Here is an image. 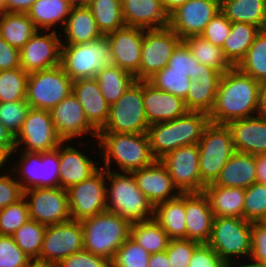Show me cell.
<instances>
[{
	"label": "cell",
	"instance_id": "obj_34",
	"mask_svg": "<svg viewBox=\"0 0 266 267\" xmlns=\"http://www.w3.org/2000/svg\"><path fill=\"white\" fill-rule=\"evenodd\" d=\"M72 7L69 0H35L26 14L39 31L48 32L56 23L65 25Z\"/></svg>",
	"mask_w": 266,
	"mask_h": 267
},
{
	"label": "cell",
	"instance_id": "obj_10",
	"mask_svg": "<svg viewBox=\"0 0 266 267\" xmlns=\"http://www.w3.org/2000/svg\"><path fill=\"white\" fill-rule=\"evenodd\" d=\"M147 31V32H146ZM182 39L169 27L145 29L141 47V62L135 80L148 81L165 68L174 49Z\"/></svg>",
	"mask_w": 266,
	"mask_h": 267
},
{
	"label": "cell",
	"instance_id": "obj_12",
	"mask_svg": "<svg viewBox=\"0 0 266 267\" xmlns=\"http://www.w3.org/2000/svg\"><path fill=\"white\" fill-rule=\"evenodd\" d=\"M83 250V228L80 221L46 226L37 262L58 264L65 257Z\"/></svg>",
	"mask_w": 266,
	"mask_h": 267
},
{
	"label": "cell",
	"instance_id": "obj_43",
	"mask_svg": "<svg viewBox=\"0 0 266 267\" xmlns=\"http://www.w3.org/2000/svg\"><path fill=\"white\" fill-rule=\"evenodd\" d=\"M147 135L150 148L156 160L177 149L176 119L151 124Z\"/></svg>",
	"mask_w": 266,
	"mask_h": 267
},
{
	"label": "cell",
	"instance_id": "obj_35",
	"mask_svg": "<svg viewBox=\"0 0 266 267\" xmlns=\"http://www.w3.org/2000/svg\"><path fill=\"white\" fill-rule=\"evenodd\" d=\"M38 28L26 13L3 12L0 14V36L12 47L20 50Z\"/></svg>",
	"mask_w": 266,
	"mask_h": 267
},
{
	"label": "cell",
	"instance_id": "obj_69",
	"mask_svg": "<svg viewBox=\"0 0 266 267\" xmlns=\"http://www.w3.org/2000/svg\"><path fill=\"white\" fill-rule=\"evenodd\" d=\"M7 159H9L8 156L3 151L0 150V169H1V166L5 165V163L7 162Z\"/></svg>",
	"mask_w": 266,
	"mask_h": 267
},
{
	"label": "cell",
	"instance_id": "obj_58",
	"mask_svg": "<svg viewBox=\"0 0 266 267\" xmlns=\"http://www.w3.org/2000/svg\"><path fill=\"white\" fill-rule=\"evenodd\" d=\"M23 197L19 180L8 175L0 176V209L16 203Z\"/></svg>",
	"mask_w": 266,
	"mask_h": 267
},
{
	"label": "cell",
	"instance_id": "obj_62",
	"mask_svg": "<svg viewBox=\"0 0 266 267\" xmlns=\"http://www.w3.org/2000/svg\"><path fill=\"white\" fill-rule=\"evenodd\" d=\"M258 117L266 120V81H261L258 89Z\"/></svg>",
	"mask_w": 266,
	"mask_h": 267
},
{
	"label": "cell",
	"instance_id": "obj_42",
	"mask_svg": "<svg viewBox=\"0 0 266 267\" xmlns=\"http://www.w3.org/2000/svg\"><path fill=\"white\" fill-rule=\"evenodd\" d=\"M236 67L256 81H266V31H260Z\"/></svg>",
	"mask_w": 266,
	"mask_h": 267
},
{
	"label": "cell",
	"instance_id": "obj_19",
	"mask_svg": "<svg viewBox=\"0 0 266 267\" xmlns=\"http://www.w3.org/2000/svg\"><path fill=\"white\" fill-rule=\"evenodd\" d=\"M143 28L123 26L107 35L112 64L135 76L140 69Z\"/></svg>",
	"mask_w": 266,
	"mask_h": 267
},
{
	"label": "cell",
	"instance_id": "obj_28",
	"mask_svg": "<svg viewBox=\"0 0 266 267\" xmlns=\"http://www.w3.org/2000/svg\"><path fill=\"white\" fill-rule=\"evenodd\" d=\"M253 183H256V155L235 152L213 184L246 189Z\"/></svg>",
	"mask_w": 266,
	"mask_h": 267
},
{
	"label": "cell",
	"instance_id": "obj_24",
	"mask_svg": "<svg viewBox=\"0 0 266 267\" xmlns=\"http://www.w3.org/2000/svg\"><path fill=\"white\" fill-rule=\"evenodd\" d=\"M185 211L186 239L208 243L215 217L204 192L185 193Z\"/></svg>",
	"mask_w": 266,
	"mask_h": 267
},
{
	"label": "cell",
	"instance_id": "obj_13",
	"mask_svg": "<svg viewBox=\"0 0 266 267\" xmlns=\"http://www.w3.org/2000/svg\"><path fill=\"white\" fill-rule=\"evenodd\" d=\"M160 161L167 168L172 181L180 193L204 191L199 170L198 144L179 147L166 154Z\"/></svg>",
	"mask_w": 266,
	"mask_h": 267
},
{
	"label": "cell",
	"instance_id": "obj_70",
	"mask_svg": "<svg viewBox=\"0 0 266 267\" xmlns=\"http://www.w3.org/2000/svg\"><path fill=\"white\" fill-rule=\"evenodd\" d=\"M4 12V0H0V14Z\"/></svg>",
	"mask_w": 266,
	"mask_h": 267
},
{
	"label": "cell",
	"instance_id": "obj_4",
	"mask_svg": "<svg viewBox=\"0 0 266 267\" xmlns=\"http://www.w3.org/2000/svg\"><path fill=\"white\" fill-rule=\"evenodd\" d=\"M106 173V178L111 182L110 189H106V199L110 200V203L107 202V211L116 213L131 223L154 218V206L137 187L132 173L124 172L122 175L112 173L111 170Z\"/></svg>",
	"mask_w": 266,
	"mask_h": 267
},
{
	"label": "cell",
	"instance_id": "obj_20",
	"mask_svg": "<svg viewBox=\"0 0 266 267\" xmlns=\"http://www.w3.org/2000/svg\"><path fill=\"white\" fill-rule=\"evenodd\" d=\"M50 114L55 130L63 142L88 132L97 138L98 131L88 122L82 105L73 93L52 108Z\"/></svg>",
	"mask_w": 266,
	"mask_h": 267
},
{
	"label": "cell",
	"instance_id": "obj_54",
	"mask_svg": "<svg viewBox=\"0 0 266 267\" xmlns=\"http://www.w3.org/2000/svg\"><path fill=\"white\" fill-rule=\"evenodd\" d=\"M231 22L220 11L206 26L201 37L213 45L223 47L224 41L228 38Z\"/></svg>",
	"mask_w": 266,
	"mask_h": 267
},
{
	"label": "cell",
	"instance_id": "obj_46",
	"mask_svg": "<svg viewBox=\"0 0 266 267\" xmlns=\"http://www.w3.org/2000/svg\"><path fill=\"white\" fill-rule=\"evenodd\" d=\"M28 76L21 67L0 71V103L26 99Z\"/></svg>",
	"mask_w": 266,
	"mask_h": 267
},
{
	"label": "cell",
	"instance_id": "obj_51",
	"mask_svg": "<svg viewBox=\"0 0 266 267\" xmlns=\"http://www.w3.org/2000/svg\"><path fill=\"white\" fill-rule=\"evenodd\" d=\"M29 109L30 105L26 99L0 103V122L16 137Z\"/></svg>",
	"mask_w": 266,
	"mask_h": 267
},
{
	"label": "cell",
	"instance_id": "obj_50",
	"mask_svg": "<svg viewBox=\"0 0 266 267\" xmlns=\"http://www.w3.org/2000/svg\"><path fill=\"white\" fill-rule=\"evenodd\" d=\"M29 219L27 200L23 196L16 203L0 209V235L12 236Z\"/></svg>",
	"mask_w": 266,
	"mask_h": 267
},
{
	"label": "cell",
	"instance_id": "obj_65",
	"mask_svg": "<svg viewBox=\"0 0 266 267\" xmlns=\"http://www.w3.org/2000/svg\"><path fill=\"white\" fill-rule=\"evenodd\" d=\"M187 0H161L165 12L170 15Z\"/></svg>",
	"mask_w": 266,
	"mask_h": 267
},
{
	"label": "cell",
	"instance_id": "obj_66",
	"mask_svg": "<svg viewBox=\"0 0 266 267\" xmlns=\"http://www.w3.org/2000/svg\"><path fill=\"white\" fill-rule=\"evenodd\" d=\"M70 4L74 6H88L91 0H69Z\"/></svg>",
	"mask_w": 266,
	"mask_h": 267
},
{
	"label": "cell",
	"instance_id": "obj_47",
	"mask_svg": "<svg viewBox=\"0 0 266 267\" xmlns=\"http://www.w3.org/2000/svg\"><path fill=\"white\" fill-rule=\"evenodd\" d=\"M243 218L251 223L266 220V184L256 182L245 189Z\"/></svg>",
	"mask_w": 266,
	"mask_h": 267
},
{
	"label": "cell",
	"instance_id": "obj_5",
	"mask_svg": "<svg viewBox=\"0 0 266 267\" xmlns=\"http://www.w3.org/2000/svg\"><path fill=\"white\" fill-rule=\"evenodd\" d=\"M111 64V46L107 35L83 44L62 43L61 66L73 81L93 78Z\"/></svg>",
	"mask_w": 266,
	"mask_h": 267
},
{
	"label": "cell",
	"instance_id": "obj_22",
	"mask_svg": "<svg viewBox=\"0 0 266 267\" xmlns=\"http://www.w3.org/2000/svg\"><path fill=\"white\" fill-rule=\"evenodd\" d=\"M143 101L149 125L176 119L188 111L182 98L156 88L149 81H143Z\"/></svg>",
	"mask_w": 266,
	"mask_h": 267
},
{
	"label": "cell",
	"instance_id": "obj_8",
	"mask_svg": "<svg viewBox=\"0 0 266 267\" xmlns=\"http://www.w3.org/2000/svg\"><path fill=\"white\" fill-rule=\"evenodd\" d=\"M73 80L61 65L29 73L26 100L30 108L51 110L72 93Z\"/></svg>",
	"mask_w": 266,
	"mask_h": 267
},
{
	"label": "cell",
	"instance_id": "obj_39",
	"mask_svg": "<svg viewBox=\"0 0 266 267\" xmlns=\"http://www.w3.org/2000/svg\"><path fill=\"white\" fill-rule=\"evenodd\" d=\"M194 58L205 66L212 67L221 74L234 66L227 60L221 47L213 45L199 36H189L183 40Z\"/></svg>",
	"mask_w": 266,
	"mask_h": 267
},
{
	"label": "cell",
	"instance_id": "obj_52",
	"mask_svg": "<svg viewBox=\"0 0 266 267\" xmlns=\"http://www.w3.org/2000/svg\"><path fill=\"white\" fill-rule=\"evenodd\" d=\"M32 262L17 246L13 236L0 235V267H28Z\"/></svg>",
	"mask_w": 266,
	"mask_h": 267
},
{
	"label": "cell",
	"instance_id": "obj_53",
	"mask_svg": "<svg viewBox=\"0 0 266 267\" xmlns=\"http://www.w3.org/2000/svg\"><path fill=\"white\" fill-rule=\"evenodd\" d=\"M199 242L189 239H171L166 253L172 267H188Z\"/></svg>",
	"mask_w": 266,
	"mask_h": 267
},
{
	"label": "cell",
	"instance_id": "obj_67",
	"mask_svg": "<svg viewBox=\"0 0 266 267\" xmlns=\"http://www.w3.org/2000/svg\"><path fill=\"white\" fill-rule=\"evenodd\" d=\"M229 267H232L231 265H229ZM236 267H266V264L265 263H259V262H256V261H253L252 264L249 263V264H246V265H239L236 266Z\"/></svg>",
	"mask_w": 266,
	"mask_h": 267
},
{
	"label": "cell",
	"instance_id": "obj_6",
	"mask_svg": "<svg viewBox=\"0 0 266 267\" xmlns=\"http://www.w3.org/2000/svg\"><path fill=\"white\" fill-rule=\"evenodd\" d=\"M199 170L204 186L214 183L221 169L235 153L232 135L225 124L211 123L198 143Z\"/></svg>",
	"mask_w": 266,
	"mask_h": 267
},
{
	"label": "cell",
	"instance_id": "obj_31",
	"mask_svg": "<svg viewBox=\"0 0 266 267\" xmlns=\"http://www.w3.org/2000/svg\"><path fill=\"white\" fill-rule=\"evenodd\" d=\"M185 193L154 207V219L170 239H186Z\"/></svg>",
	"mask_w": 266,
	"mask_h": 267
},
{
	"label": "cell",
	"instance_id": "obj_33",
	"mask_svg": "<svg viewBox=\"0 0 266 267\" xmlns=\"http://www.w3.org/2000/svg\"><path fill=\"white\" fill-rule=\"evenodd\" d=\"M220 11L231 23H249L261 30L266 24V0H220Z\"/></svg>",
	"mask_w": 266,
	"mask_h": 267
},
{
	"label": "cell",
	"instance_id": "obj_57",
	"mask_svg": "<svg viewBox=\"0 0 266 267\" xmlns=\"http://www.w3.org/2000/svg\"><path fill=\"white\" fill-rule=\"evenodd\" d=\"M251 259L266 264V222H254L251 227Z\"/></svg>",
	"mask_w": 266,
	"mask_h": 267
},
{
	"label": "cell",
	"instance_id": "obj_7",
	"mask_svg": "<svg viewBox=\"0 0 266 267\" xmlns=\"http://www.w3.org/2000/svg\"><path fill=\"white\" fill-rule=\"evenodd\" d=\"M143 101V81L136 80L125 93L109 107L105 125L98 132L147 133Z\"/></svg>",
	"mask_w": 266,
	"mask_h": 267
},
{
	"label": "cell",
	"instance_id": "obj_23",
	"mask_svg": "<svg viewBox=\"0 0 266 267\" xmlns=\"http://www.w3.org/2000/svg\"><path fill=\"white\" fill-rule=\"evenodd\" d=\"M229 128L235 152L263 155L266 154V120L258 116L231 120Z\"/></svg>",
	"mask_w": 266,
	"mask_h": 267
},
{
	"label": "cell",
	"instance_id": "obj_48",
	"mask_svg": "<svg viewBox=\"0 0 266 267\" xmlns=\"http://www.w3.org/2000/svg\"><path fill=\"white\" fill-rule=\"evenodd\" d=\"M156 88L186 99L191 79L185 76L184 72L169 71L163 68L148 80Z\"/></svg>",
	"mask_w": 266,
	"mask_h": 267
},
{
	"label": "cell",
	"instance_id": "obj_11",
	"mask_svg": "<svg viewBox=\"0 0 266 267\" xmlns=\"http://www.w3.org/2000/svg\"><path fill=\"white\" fill-rule=\"evenodd\" d=\"M106 171L97 170L84 181L67 190L71 219L82 221L107 210Z\"/></svg>",
	"mask_w": 266,
	"mask_h": 267
},
{
	"label": "cell",
	"instance_id": "obj_64",
	"mask_svg": "<svg viewBox=\"0 0 266 267\" xmlns=\"http://www.w3.org/2000/svg\"><path fill=\"white\" fill-rule=\"evenodd\" d=\"M256 182L266 184V154L256 155Z\"/></svg>",
	"mask_w": 266,
	"mask_h": 267
},
{
	"label": "cell",
	"instance_id": "obj_44",
	"mask_svg": "<svg viewBox=\"0 0 266 267\" xmlns=\"http://www.w3.org/2000/svg\"><path fill=\"white\" fill-rule=\"evenodd\" d=\"M166 67L169 71L184 72L191 80H196L202 73H220L212 67L199 63L183 40L174 49Z\"/></svg>",
	"mask_w": 266,
	"mask_h": 267
},
{
	"label": "cell",
	"instance_id": "obj_38",
	"mask_svg": "<svg viewBox=\"0 0 266 267\" xmlns=\"http://www.w3.org/2000/svg\"><path fill=\"white\" fill-rule=\"evenodd\" d=\"M130 237L149 254L166 251L171 240L154 218L133 222Z\"/></svg>",
	"mask_w": 266,
	"mask_h": 267
},
{
	"label": "cell",
	"instance_id": "obj_45",
	"mask_svg": "<svg viewBox=\"0 0 266 267\" xmlns=\"http://www.w3.org/2000/svg\"><path fill=\"white\" fill-rule=\"evenodd\" d=\"M45 230V225L29 219L12 236L17 246L36 261L40 255Z\"/></svg>",
	"mask_w": 266,
	"mask_h": 267
},
{
	"label": "cell",
	"instance_id": "obj_3",
	"mask_svg": "<svg viewBox=\"0 0 266 267\" xmlns=\"http://www.w3.org/2000/svg\"><path fill=\"white\" fill-rule=\"evenodd\" d=\"M80 223L83 228V250L109 260L130 237L132 224L128 219L107 210Z\"/></svg>",
	"mask_w": 266,
	"mask_h": 267
},
{
	"label": "cell",
	"instance_id": "obj_56",
	"mask_svg": "<svg viewBox=\"0 0 266 267\" xmlns=\"http://www.w3.org/2000/svg\"><path fill=\"white\" fill-rule=\"evenodd\" d=\"M188 267H229V265L207 243H200L195 248Z\"/></svg>",
	"mask_w": 266,
	"mask_h": 267
},
{
	"label": "cell",
	"instance_id": "obj_15",
	"mask_svg": "<svg viewBox=\"0 0 266 267\" xmlns=\"http://www.w3.org/2000/svg\"><path fill=\"white\" fill-rule=\"evenodd\" d=\"M23 155V156H22ZM59 146L44 153L23 152L19 162L21 174L20 186L23 191L32 188L60 187L59 181ZM23 182V183H22Z\"/></svg>",
	"mask_w": 266,
	"mask_h": 267
},
{
	"label": "cell",
	"instance_id": "obj_30",
	"mask_svg": "<svg viewBox=\"0 0 266 267\" xmlns=\"http://www.w3.org/2000/svg\"><path fill=\"white\" fill-rule=\"evenodd\" d=\"M65 45H77L91 42L103 34L98 29L95 18L88 6H74L64 25Z\"/></svg>",
	"mask_w": 266,
	"mask_h": 267
},
{
	"label": "cell",
	"instance_id": "obj_25",
	"mask_svg": "<svg viewBox=\"0 0 266 267\" xmlns=\"http://www.w3.org/2000/svg\"><path fill=\"white\" fill-rule=\"evenodd\" d=\"M121 6L125 26L159 29L169 24L161 0H121Z\"/></svg>",
	"mask_w": 266,
	"mask_h": 267
},
{
	"label": "cell",
	"instance_id": "obj_18",
	"mask_svg": "<svg viewBox=\"0 0 266 267\" xmlns=\"http://www.w3.org/2000/svg\"><path fill=\"white\" fill-rule=\"evenodd\" d=\"M56 32L53 30L44 35L38 30L19 50L23 71L29 74L61 65L62 40Z\"/></svg>",
	"mask_w": 266,
	"mask_h": 267
},
{
	"label": "cell",
	"instance_id": "obj_17",
	"mask_svg": "<svg viewBox=\"0 0 266 267\" xmlns=\"http://www.w3.org/2000/svg\"><path fill=\"white\" fill-rule=\"evenodd\" d=\"M220 12V0H187L169 15L168 26L182 39L199 36Z\"/></svg>",
	"mask_w": 266,
	"mask_h": 267
},
{
	"label": "cell",
	"instance_id": "obj_29",
	"mask_svg": "<svg viewBox=\"0 0 266 267\" xmlns=\"http://www.w3.org/2000/svg\"><path fill=\"white\" fill-rule=\"evenodd\" d=\"M214 217L243 218L245 189L241 187L216 186L213 183L204 187Z\"/></svg>",
	"mask_w": 266,
	"mask_h": 267
},
{
	"label": "cell",
	"instance_id": "obj_63",
	"mask_svg": "<svg viewBox=\"0 0 266 267\" xmlns=\"http://www.w3.org/2000/svg\"><path fill=\"white\" fill-rule=\"evenodd\" d=\"M148 267H172L166 251L150 254Z\"/></svg>",
	"mask_w": 266,
	"mask_h": 267
},
{
	"label": "cell",
	"instance_id": "obj_9",
	"mask_svg": "<svg viewBox=\"0 0 266 267\" xmlns=\"http://www.w3.org/2000/svg\"><path fill=\"white\" fill-rule=\"evenodd\" d=\"M251 227L252 223L244 218L215 217L207 244L224 262L233 265L232 255H251Z\"/></svg>",
	"mask_w": 266,
	"mask_h": 267
},
{
	"label": "cell",
	"instance_id": "obj_14",
	"mask_svg": "<svg viewBox=\"0 0 266 267\" xmlns=\"http://www.w3.org/2000/svg\"><path fill=\"white\" fill-rule=\"evenodd\" d=\"M31 194V195H30ZM27 202L30 219L49 226L71 219L68 194L61 187L32 188L23 191Z\"/></svg>",
	"mask_w": 266,
	"mask_h": 267
},
{
	"label": "cell",
	"instance_id": "obj_32",
	"mask_svg": "<svg viewBox=\"0 0 266 267\" xmlns=\"http://www.w3.org/2000/svg\"><path fill=\"white\" fill-rule=\"evenodd\" d=\"M221 73H202L191 80L187 97L184 100L188 111L210 114L213 109Z\"/></svg>",
	"mask_w": 266,
	"mask_h": 267
},
{
	"label": "cell",
	"instance_id": "obj_16",
	"mask_svg": "<svg viewBox=\"0 0 266 267\" xmlns=\"http://www.w3.org/2000/svg\"><path fill=\"white\" fill-rule=\"evenodd\" d=\"M59 138L49 110L30 108L20 132L15 137L16 147L25 144L24 152L44 153L56 149Z\"/></svg>",
	"mask_w": 266,
	"mask_h": 267
},
{
	"label": "cell",
	"instance_id": "obj_55",
	"mask_svg": "<svg viewBox=\"0 0 266 267\" xmlns=\"http://www.w3.org/2000/svg\"><path fill=\"white\" fill-rule=\"evenodd\" d=\"M56 267H111V264L105 257L82 250L65 257Z\"/></svg>",
	"mask_w": 266,
	"mask_h": 267
},
{
	"label": "cell",
	"instance_id": "obj_26",
	"mask_svg": "<svg viewBox=\"0 0 266 267\" xmlns=\"http://www.w3.org/2000/svg\"><path fill=\"white\" fill-rule=\"evenodd\" d=\"M72 93L82 105L88 122L99 131L109 115V104L101 93L96 79L86 78L73 81Z\"/></svg>",
	"mask_w": 266,
	"mask_h": 267
},
{
	"label": "cell",
	"instance_id": "obj_41",
	"mask_svg": "<svg viewBox=\"0 0 266 267\" xmlns=\"http://www.w3.org/2000/svg\"><path fill=\"white\" fill-rule=\"evenodd\" d=\"M88 7L103 35H108L125 26L121 0H91Z\"/></svg>",
	"mask_w": 266,
	"mask_h": 267
},
{
	"label": "cell",
	"instance_id": "obj_36",
	"mask_svg": "<svg viewBox=\"0 0 266 267\" xmlns=\"http://www.w3.org/2000/svg\"><path fill=\"white\" fill-rule=\"evenodd\" d=\"M261 29L249 23L232 22L228 38L224 41L223 52L227 60L236 67L245 57Z\"/></svg>",
	"mask_w": 266,
	"mask_h": 267
},
{
	"label": "cell",
	"instance_id": "obj_49",
	"mask_svg": "<svg viewBox=\"0 0 266 267\" xmlns=\"http://www.w3.org/2000/svg\"><path fill=\"white\" fill-rule=\"evenodd\" d=\"M150 254L131 237L118 248L110 260L111 267H148Z\"/></svg>",
	"mask_w": 266,
	"mask_h": 267
},
{
	"label": "cell",
	"instance_id": "obj_21",
	"mask_svg": "<svg viewBox=\"0 0 266 267\" xmlns=\"http://www.w3.org/2000/svg\"><path fill=\"white\" fill-rule=\"evenodd\" d=\"M131 173L136 180L137 187L154 207L181 194L179 191L174 192L177 188L167 168L160 160H155L151 165L134 170Z\"/></svg>",
	"mask_w": 266,
	"mask_h": 267
},
{
	"label": "cell",
	"instance_id": "obj_37",
	"mask_svg": "<svg viewBox=\"0 0 266 267\" xmlns=\"http://www.w3.org/2000/svg\"><path fill=\"white\" fill-rule=\"evenodd\" d=\"M94 78L99 83L101 93L109 106L116 103L136 81L131 73L113 64L98 72Z\"/></svg>",
	"mask_w": 266,
	"mask_h": 267
},
{
	"label": "cell",
	"instance_id": "obj_2",
	"mask_svg": "<svg viewBox=\"0 0 266 267\" xmlns=\"http://www.w3.org/2000/svg\"><path fill=\"white\" fill-rule=\"evenodd\" d=\"M99 146L103 148L105 169L111 170L113 158L121 168L122 173L151 165L156 159L153 157L147 133H114L98 132Z\"/></svg>",
	"mask_w": 266,
	"mask_h": 267
},
{
	"label": "cell",
	"instance_id": "obj_60",
	"mask_svg": "<svg viewBox=\"0 0 266 267\" xmlns=\"http://www.w3.org/2000/svg\"><path fill=\"white\" fill-rule=\"evenodd\" d=\"M0 150L8 157L17 151L15 136L0 122Z\"/></svg>",
	"mask_w": 266,
	"mask_h": 267
},
{
	"label": "cell",
	"instance_id": "obj_68",
	"mask_svg": "<svg viewBox=\"0 0 266 267\" xmlns=\"http://www.w3.org/2000/svg\"><path fill=\"white\" fill-rule=\"evenodd\" d=\"M28 267H56V265L33 261Z\"/></svg>",
	"mask_w": 266,
	"mask_h": 267
},
{
	"label": "cell",
	"instance_id": "obj_61",
	"mask_svg": "<svg viewBox=\"0 0 266 267\" xmlns=\"http://www.w3.org/2000/svg\"><path fill=\"white\" fill-rule=\"evenodd\" d=\"M35 0H4L5 12L27 13Z\"/></svg>",
	"mask_w": 266,
	"mask_h": 267
},
{
	"label": "cell",
	"instance_id": "obj_40",
	"mask_svg": "<svg viewBox=\"0 0 266 267\" xmlns=\"http://www.w3.org/2000/svg\"><path fill=\"white\" fill-rule=\"evenodd\" d=\"M209 124V114L203 112L187 111L176 118L177 148L198 144Z\"/></svg>",
	"mask_w": 266,
	"mask_h": 267
},
{
	"label": "cell",
	"instance_id": "obj_27",
	"mask_svg": "<svg viewBox=\"0 0 266 267\" xmlns=\"http://www.w3.org/2000/svg\"><path fill=\"white\" fill-rule=\"evenodd\" d=\"M63 144L59 145V181L62 189H68L89 178L99 168L84 153L70 145L61 148Z\"/></svg>",
	"mask_w": 266,
	"mask_h": 267
},
{
	"label": "cell",
	"instance_id": "obj_59",
	"mask_svg": "<svg viewBox=\"0 0 266 267\" xmlns=\"http://www.w3.org/2000/svg\"><path fill=\"white\" fill-rule=\"evenodd\" d=\"M20 53L0 36V71L19 68Z\"/></svg>",
	"mask_w": 266,
	"mask_h": 267
},
{
	"label": "cell",
	"instance_id": "obj_1",
	"mask_svg": "<svg viewBox=\"0 0 266 267\" xmlns=\"http://www.w3.org/2000/svg\"><path fill=\"white\" fill-rule=\"evenodd\" d=\"M259 81L233 67L221 75L210 122L227 124L257 112Z\"/></svg>",
	"mask_w": 266,
	"mask_h": 267
}]
</instances>
